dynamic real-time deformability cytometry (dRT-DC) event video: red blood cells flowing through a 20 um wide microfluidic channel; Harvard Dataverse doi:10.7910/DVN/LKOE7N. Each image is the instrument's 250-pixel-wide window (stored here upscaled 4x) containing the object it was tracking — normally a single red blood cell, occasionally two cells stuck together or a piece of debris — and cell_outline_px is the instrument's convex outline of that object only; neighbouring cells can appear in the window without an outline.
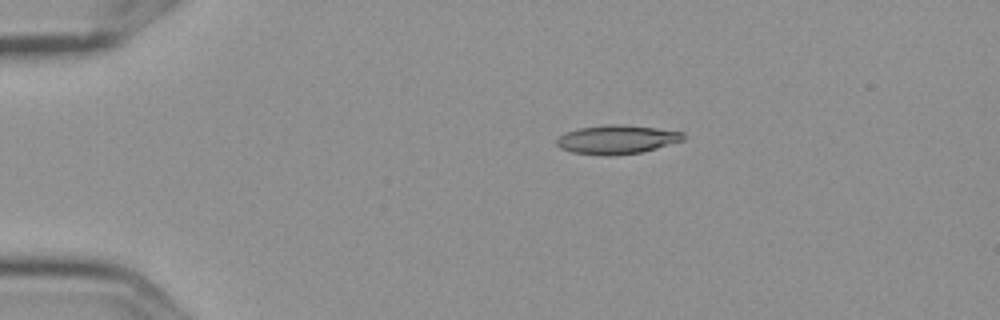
{"species": "Egyptian fruit bat (a non-hibernating species)", "species_latin": "Rousettus aegyptiacus", "temperature_condition": "cold", "stored_images_in_passage": 7, "camera_frame_rate_fps": 3000, "um_per_image_px": 0.085, "frame": {"image": 1, "passage_image": 1, "time_ms": 0.0, "image_size_px": [1000, 320], "cell_outline_px": [[688, 136], [684, 140], [656, 148], [640, 152], [616, 156], [604, 156], [572, 152], [560, 148], [556, 144], [556, 136], [564, 132], [580, 128], [608, 124], [620, 124], [656, 128], [684, 132]], "centroid_in_image_um": [52.42, 11.86], "position_along_channel_um": 32.6, "area_um2": 21.56}}
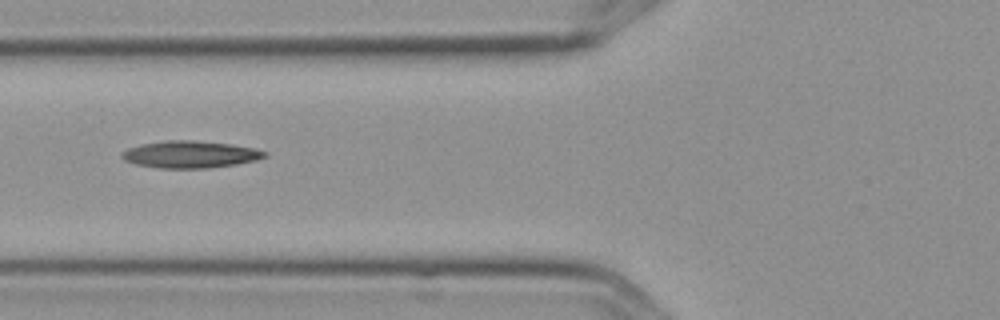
{"frame": {"image": 2, "passage_image": 4, "time_ms": 1.0, "image_size_px": [1000, 320], "cell_outline_px": [[268, 156], [256, 160], [236, 164], [208, 168], [160, 168], [136, 164], [124, 160], [120, 156], [128, 148], [144, 144], [164, 140], [192, 140], [228, 144], [256, 148], [268, 152]], "centroid_in_image_um": [16.2, 13.12], "position_along_channel_um": 109.6, "area_um2": 22.37}}
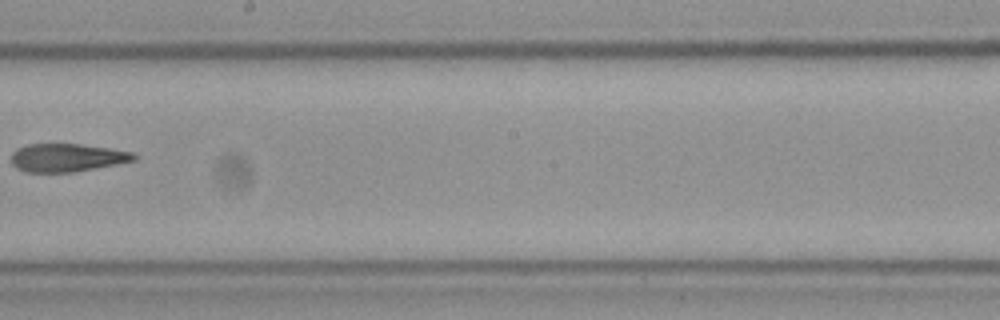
{"frame": {"image": 3, "passage_image": 7, "time_ms": 2.0, "image_size_px": [1000, 320], "cell_outline_px": [[136, 160], [76, 172], [24, 172], [16, 168], [12, 164], [12, 152], [16, 148], [28, 144], [80, 144], [108, 148], [132, 152], [136, 156]], "centroid_in_image_um": [5.66, 13.4], "position_along_channel_um": 242.5, "area_um2": 20.11}}